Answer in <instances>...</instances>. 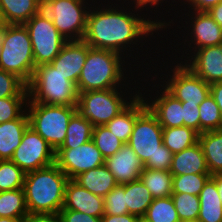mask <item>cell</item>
<instances>
[{
    "label": "cell",
    "mask_w": 222,
    "mask_h": 222,
    "mask_svg": "<svg viewBox=\"0 0 222 222\" xmlns=\"http://www.w3.org/2000/svg\"><path fill=\"white\" fill-rule=\"evenodd\" d=\"M139 222H148V221H146L144 218H140Z\"/></svg>",
    "instance_id": "9f6ffc18"
},
{
    "label": "cell",
    "mask_w": 222,
    "mask_h": 222,
    "mask_svg": "<svg viewBox=\"0 0 222 222\" xmlns=\"http://www.w3.org/2000/svg\"><path fill=\"white\" fill-rule=\"evenodd\" d=\"M105 159L90 141L71 149H58L55 152V164L65 173L68 179H74L80 173L104 165Z\"/></svg>",
    "instance_id": "7c38bea8"
},
{
    "label": "cell",
    "mask_w": 222,
    "mask_h": 222,
    "mask_svg": "<svg viewBox=\"0 0 222 222\" xmlns=\"http://www.w3.org/2000/svg\"><path fill=\"white\" fill-rule=\"evenodd\" d=\"M121 55L110 50L91 48L87 44L86 61L76 86L78 93L119 87L124 76Z\"/></svg>",
    "instance_id": "3957f363"
},
{
    "label": "cell",
    "mask_w": 222,
    "mask_h": 222,
    "mask_svg": "<svg viewBox=\"0 0 222 222\" xmlns=\"http://www.w3.org/2000/svg\"><path fill=\"white\" fill-rule=\"evenodd\" d=\"M26 86L16 75L0 69V98L15 97Z\"/></svg>",
    "instance_id": "ab89813d"
},
{
    "label": "cell",
    "mask_w": 222,
    "mask_h": 222,
    "mask_svg": "<svg viewBox=\"0 0 222 222\" xmlns=\"http://www.w3.org/2000/svg\"><path fill=\"white\" fill-rule=\"evenodd\" d=\"M25 172L11 160H0V192L23 188Z\"/></svg>",
    "instance_id": "d590c367"
},
{
    "label": "cell",
    "mask_w": 222,
    "mask_h": 222,
    "mask_svg": "<svg viewBox=\"0 0 222 222\" xmlns=\"http://www.w3.org/2000/svg\"><path fill=\"white\" fill-rule=\"evenodd\" d=\"M135 1H136V7L137 8L140 7V9H141L145 5L147 6L148 3H149L148 5H151V7L154 5H159V2L161 0H134V4H135Z\"/></svg>",
    "instance_id": "681fc988"
},
{
    "label": "cell",
    "mask_w": 222,
    "mask_h": 222,
    "mask_svg": "<svg viewBox=\"0 0 222 222\" xmlns=\"http://www.w3.org/2000/svg\"><path fill=\"white\" fill-rule=\"evenodd\" d=\"M104 165L114 175L117 184H127L140 178L143 163L133 149L124 144L113 156L105 159Z\"/></svg>",
    "instance_id": "2e32d148"
},
{
    "label": "cell",
    "mask_w": 222,
    "mask_h": 222,
    "mask_svg": "<svg viewBox=\"0 0 222 222\" xmlns=\"http://www.w3.org/2000/svg\"><path fill=\"white\" fill-rule=\"evenodd\" d=\"M86 57L87 43L85 41H67L50 64L77 86Z\"/></svg>",
    "instance_id": "9a60e30c"
},
{
    "label": "cell",
    "mask_w": 222,
    "mask_h": 222,
    "mask_svg": "<svg viewBox=\"0 0 222 222\" xmlns=\"http://www.w3.org/2000/svg\"><path fill=\"white\" fill-rule=\"evenodd\" d=\"M92 140L104 159L115 155L124 145L105 125L93 128Z\"/></svg>",
    "instance_id": "e575fe53"
},
{
    "label": "cell",
    "mask_w": 222,
    "mask_h": 222,
    "mask_svg": "<svg viewBox=\"0 0 222 222\" xmlns=\"http://www.w3.org/2000/svg\"><path fill=\"white\" fill-rule=\"evenodd\" d=\"M116 88L78 93L77 113L94 127L106 125L130 103Z\"/></svg>",
    "instance_id": "52a82bcc"
},
{
    "label": "cell",
    "mask_w": 222,
    "mask_h": 222,
    "mask_svg": "<svg viewBox=\"0 0 222 222\" xmlns=\"http://www.w3.org/2000/svg\"><path fill=\"white\" fill-rule=\"evenodd\" d=\"M198 143L201 145L207 167L212 176L222 174V129L206 131L199 134Z\"/></svg>",
    "instance_id": "484cf974"
},
{
    "label": "cell",
    "mask_w": 222,
    "mask_h": 222,
    "mask_svg": "<svg viewBox=\"0 0 222 222\" xmlns=\"http://www.w3.org/2000/svg\"><path fill=\"white\" fill-rule=\"evenodd\" d=\"M217 189L222 201V174L217 175Z\"/></svg>",
    "instance_id": "f907efd6"
},
{
    "label": "cell",
    "mask_w": 222,
    "mask_h": 222,
    "mask_svg": "<svg viewBox=\"0 0 222 222\" xmlns=\"http://www.w3.org/2000/svg\"><path fill=\"white\" fill-rule=\"evenodd\" d=\"M198 222H222V201L217 189V175L211 176L199 194Z\"/></svg>",
    "instance_id": "603a6c76"
},
{
    "label": "cell",
    "mask_w": 222,
    "mask_h": 222,
    "mask_svg": "<svg viewBox=\"0 0 222 222\" xmlns=\"http://www.w3.org/2000/svg\"><path fill=\"white\" fill-rule=\"evenodd\" d=\"M2 50V31H0V53Z\"/></svg>",
    "instance_id": "db71d44e"
},
{
    "label": "cell",
    "mask_w": 222,
    "mask_h": 222,
    "mask_svg": "<svg viewBox=\"0 0 222 222\" xmlns=\"http://www.w3.org/2000/svg\"><path fill=\"white\" fill-rule=\"evenodd\" d=\"M194 51L197 52H192L195 54L191 56L193 60L189 59L190 63L184 65L206 83L222 82V44Z\"/></svg>",
    "instance_id": "5bb4252c"
},
{
    "label": "cell",
    "mask_w": 222,
    "mask_h": 222,
    "mask_svg": "<svg viewBox=\"0 0 222 222\" xmlns=\"http://www.w3.org/2000/svg\"><path fill=\"white\" fill-rule=\"evenodd\" d=\"M39 1H40L41 5L43 6L46 2H49L51 0H39Z\"/></svg>",
    "instance_id": "11a10c76"
},
{
    "label": "cell",
    "mask_w": 222,
    "mask_h": 222,
    "mask_svg": "<svg viewBox=\"0 0 222 222\" xmlns=\"http://www.w3.org/2000/svg\"><path fill=\"white\" fill-rule=\"evenodd\" d=\"M93 128L88 120L76 112L69 121L65 141L59 149H74L90 141Z\"/></svg>",
    "instance_id": "f1b7e54d"
},
{
    "label": "cell",
    "mask_w": 222,
    "mask_h": 222,
    "mask_svg": "<svg viewBox=\"0 0 222 222\" xmlns=\"http://www.w3.org/2000/svg\"><path fill=\"white\" fill-rule=\"evenodd\" d=\"M172 159L173 153L162 144L154 155V164L149 169L170 171Z\"/></svg>",
    "instance_id": "b9f144b4"
},
{
    "label": "cell",
    "mask_w": 222,
    "mask_h": 222,
    "mask_svg": "<svg viewBox=\"0 0 222 222\" xmlns=\"http://www.w3.org/2000/svg\"><path fill=\"white\" fill-rule=\"evenodd\" d=\"M170 173L173 176L210 174L201 145L196 143L192 147L174 153Z\"/></svg>",
    "instance_id": "44dd1931"
},
{
    "label": "cell",
    "mask_w": 222,
    "mask_h": 222,
    "mask_svg": "<svg viewBox=\"0 0 222 222\" xmlns=\"http://www.w3.org/2000/svg\"><path fill=\"white\" fill-rule=\"evenodd\" d=\"M32 44L25 25L7 24L2 30L0 69L28 85L35 71Z\"/></svg>",
    "instance_id": "277c9868"
},
{
    "label": "cell",
    "mask_w": 222,
    "mask_h": 222,
    "mask_svg": "<svg viewBox=\"0 0 222 222\" xmlns=\"http://www.w3.org/2000/svg\"><path fill=\"white\" fill-rule=\"evenodd\" d=\"M183 126L190 127L200 134V111L199 105L182 103Z\"/></svg>",
    "instance_id": "60d3db41"
},
{
    "label": "cell",
    "mask_w": 222,
    "mask_h": 222,
    "mask_svg": "<svg viewBox=\"0 0 222 222\" xmlns=\"http://www.w3.org/2000/svg\"><path fill=\"white\" fill-rule=\"evenodd\" d=\"M137 93L131 103L105 125L124 144L129 142L136 118L147 108L141 92Z\"/></svg>",
    "instance_id": "ac0fdd59"
},
{
    "label": "cell",
    "mask_w": 222,
    "mask_h": 222,
    "mask_svg": "<svg viewBox=\"0 0 222 222\" xmlns=\"http://www.w3.org/2000/svg\"><path fill=\"white\" fill-rule=\"evenodd\" d=\"M125 200L129 214L143 218L154 198L139 178L125 184Z\"/></svg>",
    "instance_id": "4316f807"
},
{
    "label": "cell",
    "mask_w": 222,
    "mask_h": 222,
    "mask_svg": "<svg viewBox=\"0 0 222 222\" xmlns=\"http://www.w3.org/2000/svg\"><path fill=\"white\" fill-rule=\"evenodd\" d=\"M139 217L133 214L107 215L102 216V222H139Z\"/></svg>",
    "instance_id": "bcb514c9"
},
{
    "label": "cell",
    "mask_w": 222,
    "mask_h": 222,
    "mask_svg": "<svg viewBox=\"0 0 222 222\" xmlns=\"http://www.w3.org/2000/svg\"><path fill=\"white\" fill-rule=\"evenodd\" d=\"M6 22L4 20L3 14H2V10L0 8V31H2L5 27H6Z\"/></svg>",
    "instance_id": "f5cc1de1"
},
{
    "label": "cell",
    "mask_w": 222,
    "mask_h": 222,
    "mask_svg": "<svg viewBox=\"0 0 222 222\" xmlns=\"http://www.w3.org/2000/svg\"><path fill=\"white\" fill-rule=\"evenodd\" d=\"M27 215L23 188L0 192V217L23 220Z\"/></svg>",
    "instance_id": "4dcf8cb0"
},
{
    "label": "cell",
    "mask_w": 222,
    "mask_h": 222,
    "mask_svg": "<svg viewBox=\"0 0 222 222\" xmlns=\"http://www.w3.org/2000/svg\"><path fill=\"white\" fill-rule=\"evenodd\" d=\"M68 180L55 163L25 173L23 190L28 214H59Z\"/></svg>",
    "instance_id": "7a4b0ae2"
},
{
    "label": "cell",
    "mask_w": 222,
    "mask_h": 222,
    "mask_svg": "<svg viewBox=\"0 0 222 222\" xmlns=\"http://www.w3.org/2000/svg\"><path fill=\"white\" fill-rule=\"evenodd\" d=\"M6 24L24 25L42 10L39 0H0Z\"/></svg>",
    "instance_id": "d4e9b609"
},
{
    "label": "cell",
    "mask_w": 222,
    "mask_h": 222,
    "mask_svg": "<svg viewBox=\"0 0 222 222\" xmlns=\"http://www.w3.org/2000/svg\"><path fill=\"white\" fill-rule=\"evenodd\" d=\"M0 222H22V219H15L9 217H0Z\"/></svg>",
    "instance_id": "816d5d0a"
},
{
    "label": "cell",
    "mask_w": 222,
    "mask_h": 222,
    "mask_svg": "<svg viewBox=\"0 0 222 222\" xmlns=\"http://www.w3.org/2000/svg\"><path fill=\"white\" fill-rule=\"evenodd\" d=\"M104 214L123 215L129 214L125 200V184H117L104 197Z\"/></svg>",
    "instance_id": "f35d334b"
},
{
    "label": "cell",
    "mask_w": 222,
    "mask_h": 222,
    "mask_svg": "<svg viewBox=\"0 0 222 222\" xmlns=\"http://www.w3.org/2000/svg\"><path fill=\"white\" fill-rule=\"evenodd\" d=\"M222 0H186L189 2L194 9V11H208L211 7L216 6Z\"/></svg>",
    "instance_id": "f6af8a7d"
},
{
    "label": "cell",
    "mask_w": 222,
    "mask_h": 222,
    "mask_svg": "<svg viewBox=\"0 0 222 222\" xmlns=\"http://www.w3.org/2000/svg\"><path fill=\"white\" fill-rule=\"evenodd\" d=\"M207 13L212 17V19L222 27V1L216 6L211 7Z\"/></svg>",
    "instance_id": "c3c4849f"
},
{
    "label": "cell",
    "mask_w": 222,
    "mask_h": 222,
    "mask_svg": "<svg viewBox=\"0 0 222 222\" xmlns=\"http://www.w3.org/2000/svg\"><path fill=\"white\" fill-rule=\"evenodd\" d=\"M165 89L182 103L200 105L210 94V84L195 75L187 66L177 64Z\"/></svg>",
    "instance_id": "4fadbf2b"
},
{
    "label": "cell",
    "mask_w": 222,
    "mask_h": 222,
    "mask_svg": "<svg viewBox=\"0 0 222 222\" xmlns=\"http://www.w3.org/2000/svg\"><path fill=\"white\" fill-rule=\"evenodd\" d=\"M27 87L28 102L77 106L78 91L76 85L67 80L66 76L62 75L51 64L37 66Z\"/></svg>",
    "instance_id": "5b68a950"
},
{
    "label": "cell",
    "mask_w": 222,
    "mask_h": 222,
    "mask_svg": "<svg viewBox=\"0 0 222 222\" xmlns=\"http://www.w3.org/2000/svg\"><path fill=\"white\" fill-rule=\"evenodd\" d=\"M22 222H62L59 214H28Z\"/></svg>",
    "instance_id": "ee69618b"
},
{
    "label": "cell",
    "mask_w": 222,
    "mask_h": 222,
    "mask_svg": "<svg viewBox=\"0 0 222 222\" xmlns=\"http://www.w3.org/2000/svg\"><path fill=\"white\" fill-rule=\"evenodd\" d=\"M160 96L146 105L157 117L162 128L183 126L182 102L172 96L165 88Z\"/></svg>",
    "instance_id": "d6986e66"
},
{
    "label": "cell",
    "mask_w": 222,
    "mask_h": 222,
    "mask_svg": "<svg viewBox=\"0 0 222 222\" xmlns=\"http://www.w3.org/2000/svg\"><path fill=\"white\" fill-rule=\"evenodd\" d=\"M91 193L105 197L116 185L114 175L105 165L80 173L73 179Z\"/></svg>",
    "instance_id": "cb8c5ba5"
},
{
    "label": "cell",
    "mask_w": 222,
    "mask_h": 222,
    "mask_svg": "<svg viewBox=\"0 0 222 222\" xmlns=\"http://www.w3.org/2000/svg\"><path fill=\"white\" fill-rule=\"evenodd\" d=\"M199 133L186 126L163 128V144L174 154L198 143Z\"/></svg>",
    "instance_id": "f546056e"
},
{
    "label": "cell",
    "mask_w": 222,
    "mask_h": 222,
    "mask_svg": "<svg viewBox=\"0 0 222 222\" xmlns=\"http://www.w3.org/2000/svg\"><path fill=\"white\" fill-rule=\"evenodd\" d=\"M24 25L30 35L35 67L50 64L60 53L67 40L56 29L51 18L42 10Z\"/></svg>",
    "instance_id": "ba28073f"
},
{
    "label": "cell",
    "mask_w": 222,
    "mask_h": 222,
    "mask_svg": "<svg viewBox=\"0 0 222 222\" xmlns=\"http://www.w3.org/2000/svg\"><path fill=\"white\" fill-rule=\"evenodd\" d=\"M10 160L28 173L54 164L55 151L29 126Z\"/></svg>",
    "instance_id": "8fae6325"
},
{
    "label": "cell",
    "mask_w": 222,
    "mask_h": 222,
    "mask_svg": "<svg viewBox=\"0 0 222 222\" xmlns=\"http://www.w3.org/2000/svg\"><path fill=\"white\" fill-rule=\"evenodd\" d=\"M210 94L215 99L222 115V82L210 84Z\"/></svg>",
    "instance_id": "7dc6e473"
},
{
    "label": "cell",
    "mask_w": 222,
    "mask_h": 222,
    "mask_svg": "<svg viewBox=\"0 0 222 222\" xmlns=\"http://www.w3.org/2000/svg\"><path fill=\"white\" fill-rule=\"evenodd\" d=\"M140 179L154 199L172 195L173 175L170 171L144 168Z\"/></svg>",
    "instance_id": "83f0119b"
},
{
    "label": "cell",
    "mask_w": 222,
    "mask_h": 222,
    "mask_svg": "<svg viewBox=\"0 0 222 222\" xmlns=\"http://www.w3.org/2000/svg\"><path fill=\"white\" fill-rule=\"evenodd\" d=\"M211 174H186L173 176L172 193H188L199 196Z\"/></svg>",
    "instance_id": "8d00e7d4"
},
{
    "label": "cell",
    "mask_w": 222,
    "mask_h": 222,
    "mask_svg": "<svg viewBox=\"0 0 222 222\" xmlns=\"http://www.w3.org/2000/svg\"><path fill=\"white\" fill-rule=\"evenodd\" d=\"M85 0H51L42 6L59 33L67 41L82 40L86 31L88 12Z\"/></svg>",
    "instance_id": "9c48e42d"
},
{
    "label": "cell",
    "mask_w": 222,
    "mask_h": 222,
    "mask_svg": "<svg viewBox=\"0 0 222 222\" xmlns=\"http://www.w3.org/2000/svg\"><path fill=\"white\" fill-rule=\"evenodd\" d=\"M200 134L222 129V115L215 99L209 94L199 105Z\"/></svg>",
    "instance_id": "d6a6232c"
},
{
    "label": "cell",
    "mask_w": 222,
    "mask_h": 222,
    "mask_svg": "<svg viewBox=\"0 0 222 222\" xmlns=\"http://www.w3.org/2000/svg\"><path fill=\"white\" fill-rule=\"evenodd\" d=\"M27 100V86L15 97L0 98V124L17 119L24 112L22 106L26 107Z\"/></svg>",
    "instance_id": "74e56055"
},
{
    "label": "cell",
    "mask_w": 222,
    "mask_h": 222,
    "mask_svg": "<svg viewBox=\"0 0 222 222\" xmlns=\"http://www.w3.org/2000/svg\"><path fill=\"white\" fill-rule=\"evenodd\" d=\"M62 209L75 210L93 217H102L104 215V197L91 193L73 179H69L65 186Z\"/></svg>",
    "instance_id": "e0dca14e"
},
{
    "label": "cell",
    "mask_w": 222,
    "mask_h": 222,
    "mask_svg": "<svg viewBox=\"0 0 222 222\" xmlns=\"http://www.w3.org/2000/svg\"><path fill=\"white\" fill-rule=\"evenodd\" d=\"M29 126L56 152L64 143L70 119L76 107L27 102Z\"/></svg>",
    "instance_id": "8992f818"
},
{
    "label": "cell",
    "mask_w": 222,
    "mask_h": 222,
    "mask_svg": "<svg viewBox=\"0 0 222 222\" xmlns=\"http://www.w3.org/2000/svg\"><path fill=\"white\" fill-rule=\"evenodd\" d=\"M127 144L139 157L144 168L149 169L154 164V155L163 144V128L148 107L136 118Z\"/></svg>",
    "instance_id": "30bf717a"
},
{
    "label": "cell",
    "mask_w": 222,
    "mask_h": 222,
    "mask_svg": "<svg viewBox=\"0 0 222 222\" xmlns=\"http://www.w3.org/2000/svg\"><path fill=\"white\" fill-rule=\"evenodd\" d=\"M130 14L132 12L127 13L123 9L112 7L94 12L89 10L86 31L82 40L91 48L110 50L120 54L122 50H128L126 49L128 44L137 42V38L140 39L141 36L144 38L145 34V36L153 34V31H158L159 28H165L168 25L166 22L144 20V17L138 18Z\"/></svg>",
    "instance_id": "6da1fadb"
},
{
    "label": "cell",
    "mask_w": 222,
    "mask_h": 222,
    "mask_svg": "<svg viewBox=\"0 0 222 222\" xmlns=\"http://www.w3.org/2000/svg\"><path fill=\"white\" fill-rule=\"evenodd\" d=\"M59 215L62 222H102V217H93L70 209H61Z\"/></svg>",
    "instance_id": "7bdbcfd3"
},
{
    "label": "cell",
    "mask_w": 222,
    "mask_h": 222,
    "mask_svg": "<svg viewBox=\"0 0 222 222\" xmlns=\"http://www.w3.org/2000/svg\"><path fill=\"white\" fill-rule=\"evenodd\" d=\"M171 198L181 222L197 221L200 210L199 196L188 193H172Z\"/></svg>",
    "instance_id": "836d02e7"
},
{
    "label": "cell",
    "mask_w": 222,
    "mask_h": 222,
    "mask_svg": "<svg viewBox=\"0 0 222 222\" xmlns=\"http://www.w3.org/2000/svg\"><path fill=\"white\" fill-rule=\"evenodd\" d=\"M25 112L24 110L17 119L0 124V160H10L21 144L23 134L29 127Z\"/></svg>",
    "instance_id": "7402d4cb"
},
{
    "label": "cell",
    "mask_w": 222,
    "mask_h": 222,
    "mask_svg": "<svg viewBox=\"0 0 222 222\" xmlns=\"http://www.w3.org/2000/svg\"><path fill=\"white\" fill-rule=\"evenodd\" d=\"M143 218L148 222H181L171 196L154 199Z\"/></svg>",
    "instance_id": "1f68e13d"
},
{
    "label": "cell",
    "mask_w": 222,
    "mask_h": 222,
    "mask_svg": "<svg viewBox=\"0 0 222 222\" xmlns=\"http://www.w3.org/2000/svg\"><path fill=\"white\" fill-rule=\"evenodd\" d=\"M195 13V14H194ZM192 16L190 41L195 42L194 49L222 44V27L218 25L206 11H195ZM194 37H193V36ZM194 38V40H193Z\"/></svg>",
    "instance_id": "ffe728a7"
}]
</instances>
